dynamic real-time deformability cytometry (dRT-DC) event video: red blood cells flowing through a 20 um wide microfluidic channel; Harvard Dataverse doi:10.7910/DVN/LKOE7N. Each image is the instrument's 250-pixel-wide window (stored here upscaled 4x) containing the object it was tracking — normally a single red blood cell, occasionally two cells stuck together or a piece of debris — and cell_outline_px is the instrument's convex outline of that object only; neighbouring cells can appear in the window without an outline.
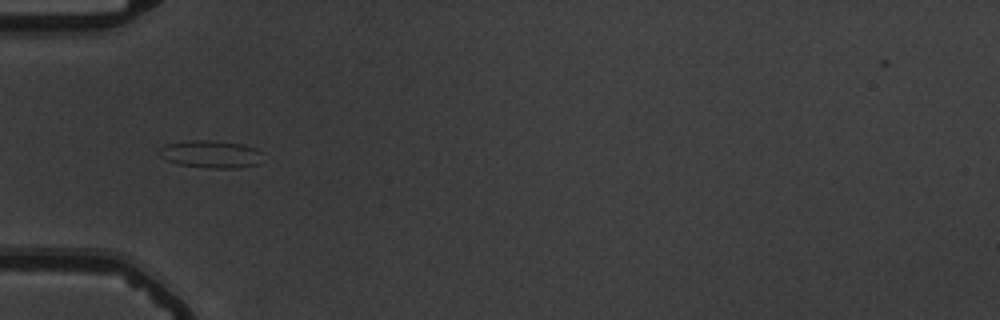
{"species": "common noctule bat (a hibernating species)", "species_latin": "Nyctalus noctula", "temperature_condition": "warm", "stored_images_in_passage": 37, "camera_frame_rate_fps": 3000, "um_per_image_px": 0.085, "animal": {"sex": "male", "body_mass_g": 19.5, "forearm_length_mm": 54.6}, "frame": {"image": 1, "passage_image": 1, "time_ms": 0.0, "image_size_px": [1000, 320], "cell_outline_px": [[260, 164], [240, 168], [208, 168], [180, 164], [168, 160], [160, 156], [160, 148], [168, 144], [192, 140], [212, 140], [244, 144], [256, 148], [260, 152]], "centroid_in_image_um": [17.97, 13.1], "position_along_channel_um": 67.0, "area_um2": 16.47}}
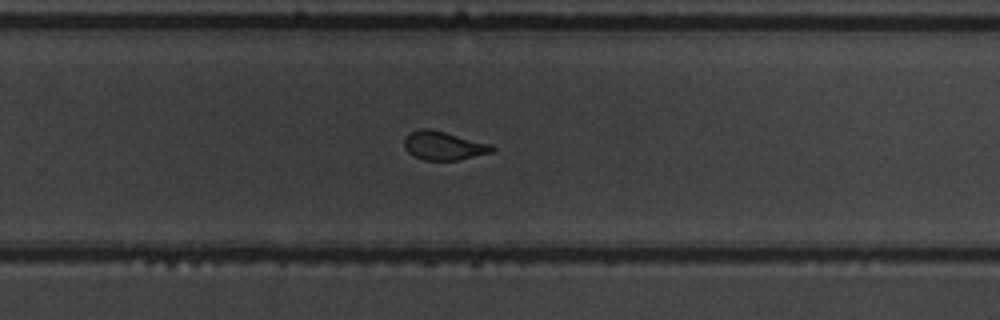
{"frame": {"image": 2, "passage_image": 19, "time_ms": 6.0, "image_size_px": [1000, 320], "cell_outline_px": [[496, 148], [492, 152], [456, 160], [424, 160], [408, 152], [404, 148], [404, 140], [408, 132], [420, 128], [432, 128], [492, 144]], "centroid_in_image_um": [37.69, 12.35], "position_along_channel_um": 292.1, "area_um2": 14.8}}
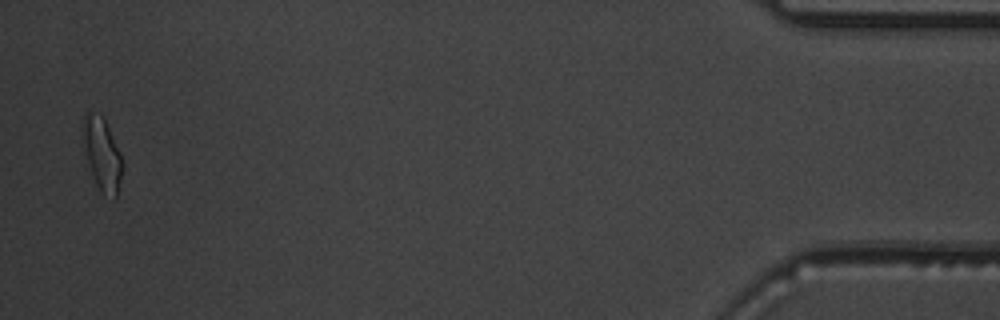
{"frame": {"image": 3, "passage_image": 36, "time_ms": 11.667, "image_size_px": [1000, 320], "cell_outline_px": [[124, 164], [116, 200], [112, 200], [104, 196], [96, 184], [84, 148], [80, 132], [80, 128], [84, 112], [92, 112], [100, 116], [104, 120], [120, 152]], "centroid_in_image_um": [8.67, 13.13], "position_along_channel_um": 426.5, "area_um2": 16.94}, "authors_computed_cell_mechanics": {"area_um2": 15.6638, "velocity_mm_per_s": 3.771, "shape_relaxation_time_tau1_ms": 7.2676, "shape_relaxation_time_tau2_ms": 0.9617, "deformation_change_tau1": 0.1676, "deformation_change_tau2": 0.0825}}